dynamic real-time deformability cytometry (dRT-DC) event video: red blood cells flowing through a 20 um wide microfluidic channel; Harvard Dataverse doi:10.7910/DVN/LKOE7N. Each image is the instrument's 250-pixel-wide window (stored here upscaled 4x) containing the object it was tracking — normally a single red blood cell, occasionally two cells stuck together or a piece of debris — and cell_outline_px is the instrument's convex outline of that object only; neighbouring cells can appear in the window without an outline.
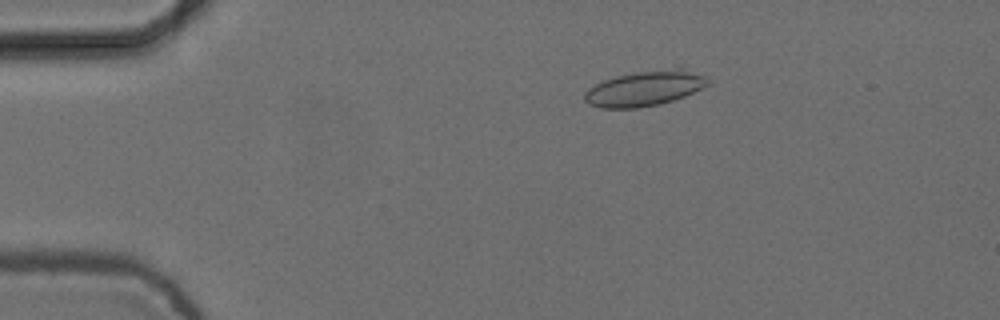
{"species": "common noctule bat (a hibernating species)", "species_latin": "Nyctalus noctula", "temperature_condition": "cold", "stored_images_in_passage": 4, "camera_frame_rate_fps": 3000, "um_per_image_px": 0.085, "animal": {"sex": "female", "body_mass_g": 24.6, "forearm_length_mm": 56.2}, "frame": {"image": 1, "passage_image": 2, "time_ms": 0.333, "image_size_px": [1000, 320], "cell_outline_px": [[708, 84], [684, 96], [660, 104], [640, 108], [600, 108], [588, 104], [584, 100], [584, 92], [588, 88], [604, 80], [616, 76], [636, 72], [676, 68], [684, 68], [704, 76], [708, 80]], "centroid_in_image_um": [54.74, 7.53], "position_along_channel_um": 30.3, "area_um2": 25.03}}